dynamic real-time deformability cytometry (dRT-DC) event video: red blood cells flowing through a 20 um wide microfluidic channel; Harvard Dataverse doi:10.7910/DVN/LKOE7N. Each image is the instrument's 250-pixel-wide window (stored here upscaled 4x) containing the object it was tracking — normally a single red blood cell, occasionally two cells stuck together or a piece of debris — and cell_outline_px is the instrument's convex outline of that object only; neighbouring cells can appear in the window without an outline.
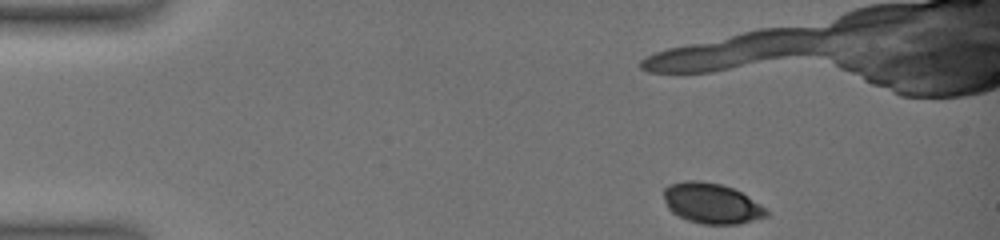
{"species": "common noctule bat (a hibernating species)", "species_latin": "Nyctalus noctula", "temperature_condition": "warm", "stored_images_in_passage": 31, "camera_frame_rate_fps": 3000, "um_per_image_px": 0.085, "animal": {"sex": "female", "body_mass_g": 19.0, "forearm_length_mm": 51.5}, "frame": {"image": 1, "passage_image": 1, "time_ms": 0.0, "image_size_px": [1000, 240], "cell_outline_px": [[768, 216], [740, 224], [704, 224], [688, 220], [672, 212], [668, 208], [664, 200], [664, 188], [668, 184], [684, 180], [700, 180], [720, 184], [732, 188], [748, 196], [768, 208]], "centroid_in_image_um": [60.5, 17.28], "position_along_channel_um": 24.5, "area_um2": 24.33}}
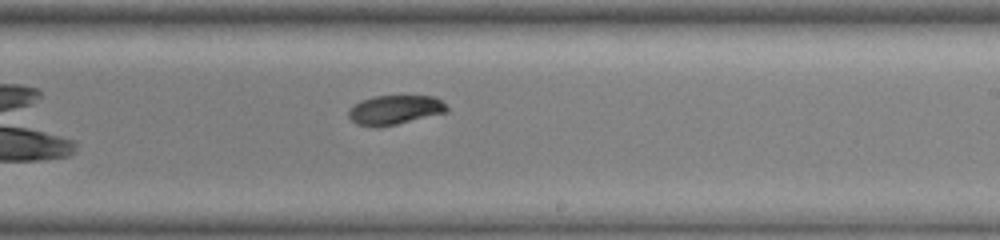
{"frame": {"image": 2, "passage_image": 18, "time_ms": 10.0, "image_size_px": [1000, 240], "cell_outline_px": [[448, 112], [396, 124], [356, 124], [348, 116], [348, 112], [360, 100], [372, 96], [432, 96], [440, 100], [448, 108]], "centroid_in_image_um": [33.6, 9.3], "position_along_channel_um": 255.4, "area_um2": 16.13}}
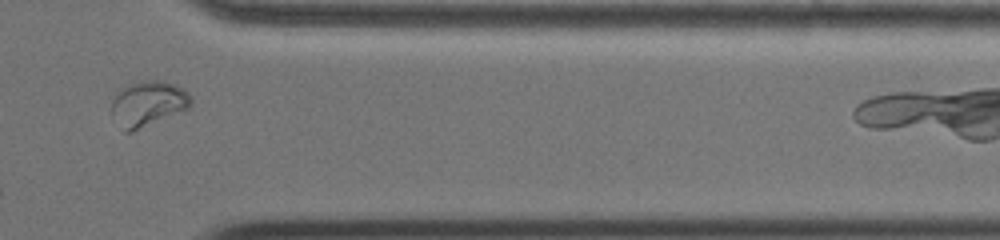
{"frame": {"image": 3, "passage_image": 28, "time_ms": 14.0, "image_size_px": [1000, 240], "cell_outline_px": [[192, 104], [188, 108], [132, 132], [124, 132], [112, 108], [112, 100], [120, 88], [128, 84], [140, 80], [164, 80], [188, 92], [192, 96]], "centroid_in_image_um": [12.6, 8.77], "position_along_channel_um": 398.8, "area_um2": 20.63}}